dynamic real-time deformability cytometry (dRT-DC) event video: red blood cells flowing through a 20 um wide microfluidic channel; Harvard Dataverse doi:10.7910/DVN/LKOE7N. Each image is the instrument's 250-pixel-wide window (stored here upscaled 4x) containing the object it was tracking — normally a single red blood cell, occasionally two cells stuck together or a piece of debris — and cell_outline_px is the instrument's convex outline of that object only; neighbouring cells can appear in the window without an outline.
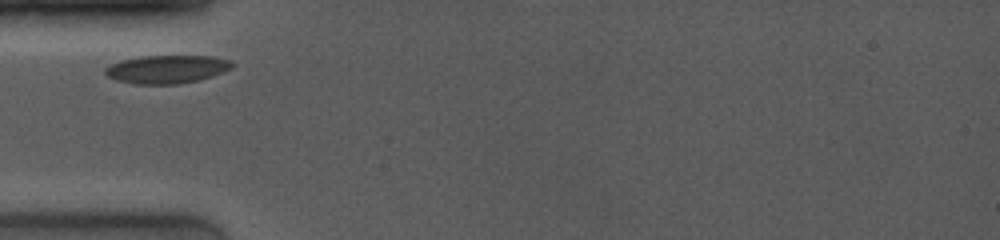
{"species": "common noctule bat (a hibernating species)", "species_latin": "Nyctalus noctula", "temperature_condition": "room temperature", "stored_images_in_passage": 5, "camera_frame_rate_fps": 4000, "um_per_image_px": 0.085, "animal": {"sex": "female", "body_mass_g": 19.0, "forearm_length_mm": 53.3}, "frame": {"image": 1, "passage_image": 1, "time_ms": 0.0, "image_size_px": [1000, 240], "cell_outline_px": [[236, 64], [232, 68], [212, 76], [180, 84], [136, 84], [116, 80], [108, 76], [104, 72], [104, 68], [120, 60], [140, 56], [212, 56], [232, 60]], "centroid_in_image_um": [14.2, 5.88], "position_along_channel_um": 70.8, "area_um2": 20.92}}
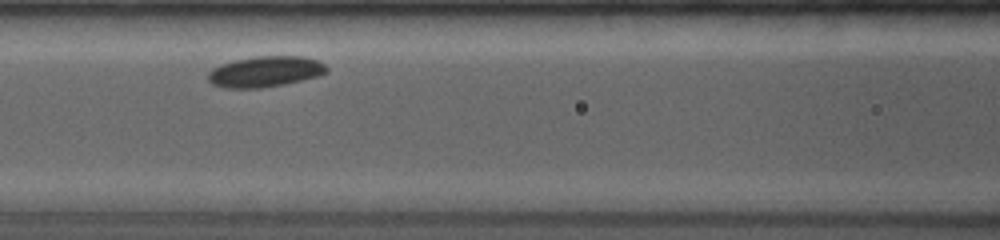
{"frame": {"image": 2, "passage_image": 3, "time_ms": 2.0, "image_size_px": [1000, 240], "cell_outline_px": [[328, 72], [320, 76], [284, 84], [260, 88], [224, 88], [212, 84], [208, 80], [208, 72], [212, 68], [220, 64], [232, 60], [256, 56], [304, 56], [316, 60], [324, 64], [328, 68]], "centroid_in_image_um": [22.53, 6.08], "position_along_channel_um": 144.1, "area_um2": 21.5}}
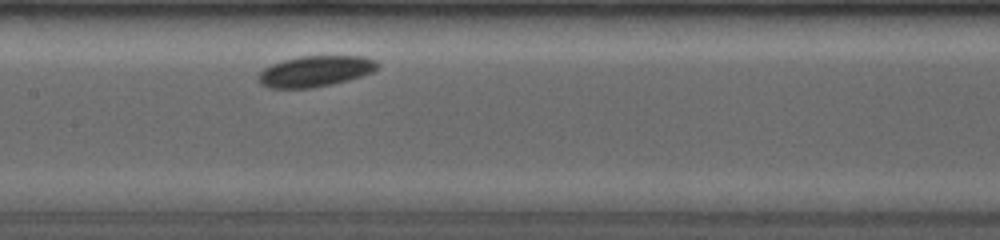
{"frame": {"image": 3, "passage_image": 4, "time_ms": 3.0, "image_size_px": [1000, 240], "cell_outline_px": [[380, 64], [372, 72], [348, 80], [332, 84], [312, 88], [268, 88], [260, 84], [256, 76], [264, 68], [272, 64], [284, 60], [300, 56], [364, 56], [376, 60]], "centroid_in_image_um": [26.78, 6.06], "position_along_channel_um": 180.6, "area_um2": 21.5}}